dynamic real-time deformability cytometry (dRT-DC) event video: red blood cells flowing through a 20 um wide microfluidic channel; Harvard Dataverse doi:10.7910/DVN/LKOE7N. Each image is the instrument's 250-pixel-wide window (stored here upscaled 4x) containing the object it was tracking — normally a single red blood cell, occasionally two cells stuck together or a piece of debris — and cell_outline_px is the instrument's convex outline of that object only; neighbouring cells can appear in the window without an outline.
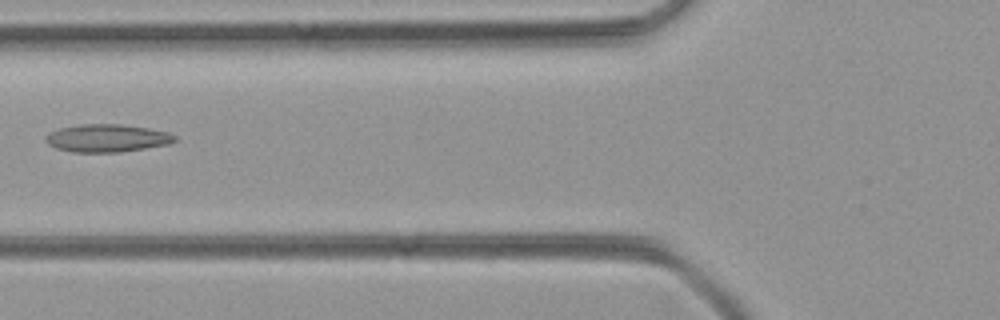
{"species": "common noctule bat (a hibernating species)", "species_latin": "Nyctalus noctula", "temperature_condition": "room temperature", "stored_images_in_passage": 6, "camera_frame_rate_fps": 3000, "um_per_image_px": 0.085, "animal": {"sex": "female", "body_mass_g": 21.9}, "frame": {"image": 1, "passage_image": 4, "time_ms": 1.0, "image_size_px": [1000, 320], "cell_outline_px": [[176, 140], [168, 144], [120, 152], [72, 152], [56, 148], [48, 144], [44, 140], [44, 136], [48, 132], [60, 128], [80, 124], [120, 124], [148, 128], [168, 132], [176, 136]], "centroid_in_image_um": [9.05, 11.74], "position_along_channel_um": 116.7, "area_um2": 20.92}}
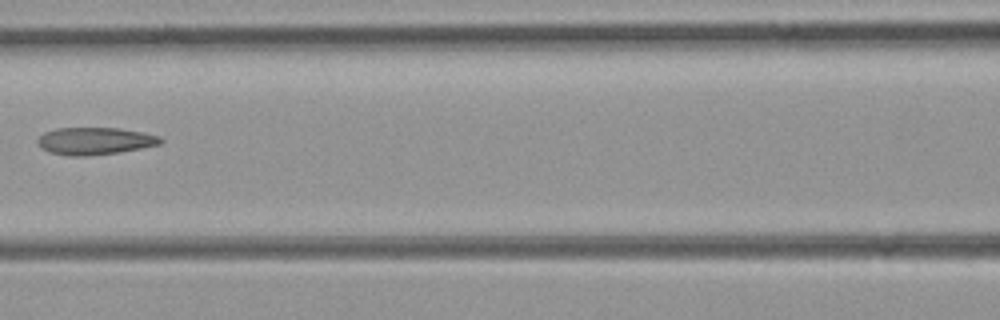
{"frame": {"image": 2, "passage_image": 5, "time_ms": 1.333, "image_size_px": [1000, 320], "cell_outline_px": [[164, 140], [160, 144], [120, 152], [88, 156], [68, 156], [52, 152], [44, 148], [36, 140], [44, 132], [56, 128], [116, 128], [144, 132], [160, 136]], "centroid_in_image_um": [8.1, 11.98], "position_along_channel_um": 158.5, "area_um2": 19.42}}
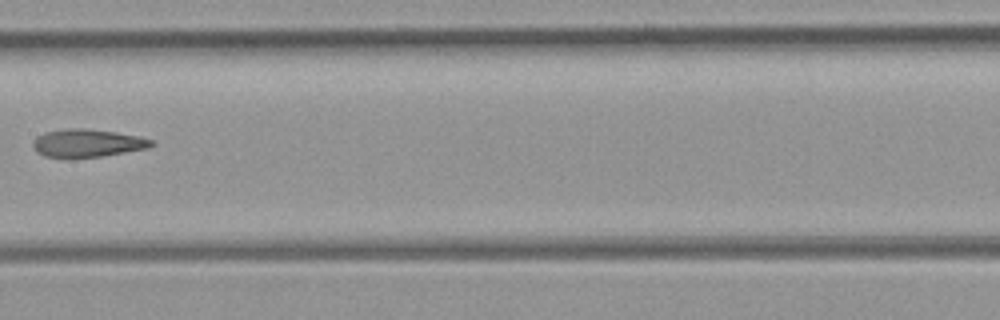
{"frame": {"image": 3, "passage_image": 6, "time_ms": 1.667, "image_size_px": [1000, 320], "cell_outline_px": [[156, 144], [148, 148], [100, 156], [68, 160], [44, 156], [36, 152], [32, 148], [32, 140], [36, 136], [44, 132], [68, 128], [84, 128], [116, 132], [140, 136], [152, 140]], "centroid_in_image_um": [7.35, 12.18], "position_along_channel_um": 200.0, "area_um2": 19.88}}